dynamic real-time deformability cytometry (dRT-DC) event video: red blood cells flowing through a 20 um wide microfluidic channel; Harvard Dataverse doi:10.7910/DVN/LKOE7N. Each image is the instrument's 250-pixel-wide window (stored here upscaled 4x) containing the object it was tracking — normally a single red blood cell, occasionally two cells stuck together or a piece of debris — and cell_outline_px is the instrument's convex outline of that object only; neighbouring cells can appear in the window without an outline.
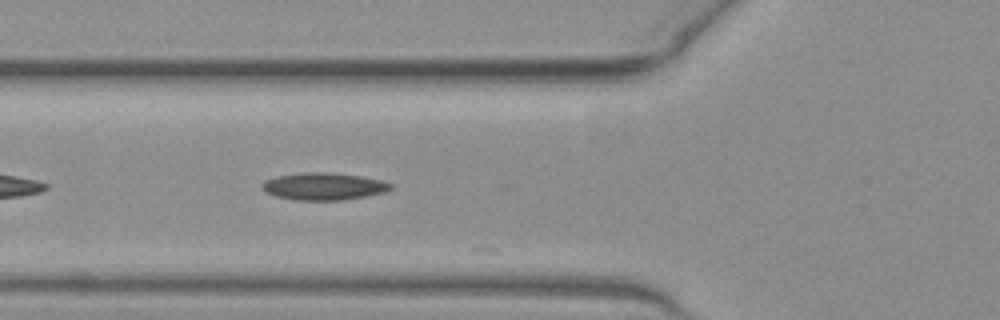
{"species": "common noctule bat (a hibernating species)", "species_latin": "Nyctalus noctula", "temperature_condition": "warm", "stored_images_in_passage": 33, "camera_frame_rate_fps": 3000, "um_per_image_px": 0.085, "animal": {"sex": "female", "body_mass_g": 19.3, "forearm_length_mm": 54.1}, "frame": {"image": 1, "passage_image": 5, "time_ms": 1.333, "image_size_px": [1000, 320], "cell_outline_px": [[392, 188], [384, 192], [344, 200], [292, 200], [276, 196], [260, 188], [260, 184], [264, 180], [276, 176], [308, 172], [328, 172], [360, 176], [384, 180], [392, 184]], "centroid_in_image_um": [27.49, 15.84], "position_along_channel_um": 98.3, "area_um2": 20.46}}
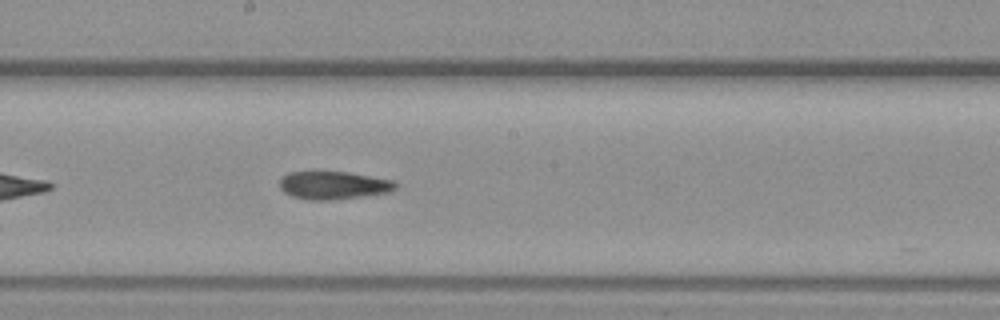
{"frame": {"image": 2, "passage_image": 14, "time_ms": 4.333, "image_size_px": [1000, 320], "cell_outline_px": [[400, 184], [392, 192], [332, 200], [308, 200], [292, 196], [284, 192], [280, 188], [280, 176], [288, 172], [312, 168], [348, 172], [396, 180]], "centroid_in_image_um": [28.32, 15.69], "position_along_channel_um": 219.9, "area_um2": 20.06}}
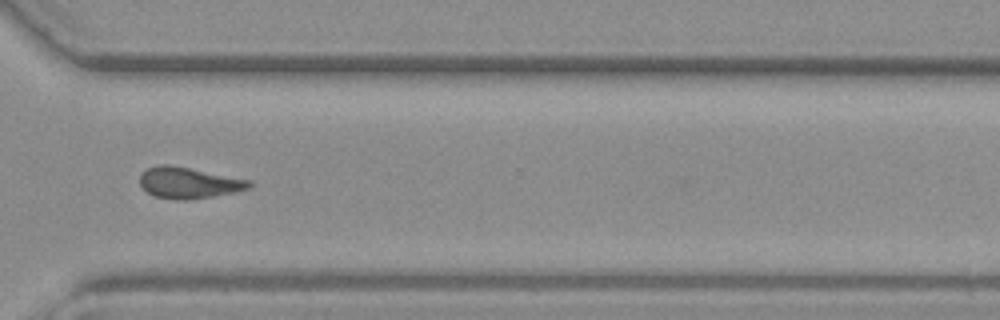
{"frame": {"image": 3, "passage_image": 24, "time_ms": 7.667, "image_size_px": [1000, 320], "cell_outline_px": [[252, 188], [216, 196], [188, 200], [176, 200], [156, 196], [148, 192], [140, 184], [140, 172], [148, 168], [160, 164], [168, 164], [252, 180]], "centroid_in_image_um": [16.07, 15.54], "position_along_channel_um": 354.5, "area_um2": 19.94}}